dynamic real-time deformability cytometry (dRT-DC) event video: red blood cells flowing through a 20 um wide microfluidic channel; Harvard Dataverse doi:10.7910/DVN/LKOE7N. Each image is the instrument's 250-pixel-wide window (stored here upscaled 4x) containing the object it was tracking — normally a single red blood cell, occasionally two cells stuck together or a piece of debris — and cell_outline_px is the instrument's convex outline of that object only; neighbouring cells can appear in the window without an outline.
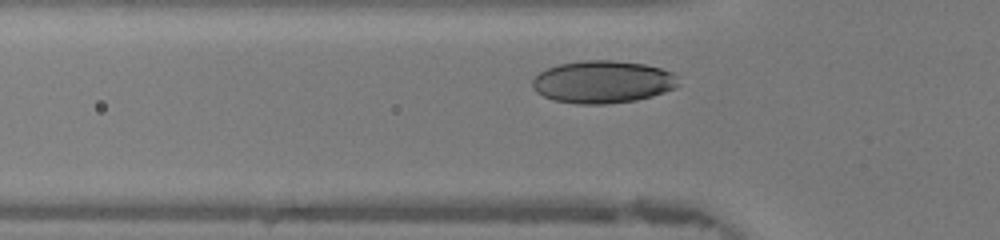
{"species": "human", "species_latin": "Homo sapiens", "temperature_condition": "warm", "stored_images_in_passage": 24, "camera_frame_rate_fps": 3000, "um_per_image_px": 0.085, "donor": {"sex": "female"}, "frame": {"image": 1, "passage_image": 2, "time_ms": 0.333, "image_size_px": [1000, 240], "cell_outline_px": [[680, 84], [676, 88], [652, 96], [636, 100], [608, 104], [580, 104], [552, 100], [536, 92], [532, 88], [532, 80], [540, 72], [548, 68], [560, 64], [584, 60], [612, 60], [644, 64], [660, 68], [672, 72], [676, 76]], "centroid_in_image_um": [51.24, 6.97], "position_along_channel_um": 74.6, "area_um2": 36.24}}
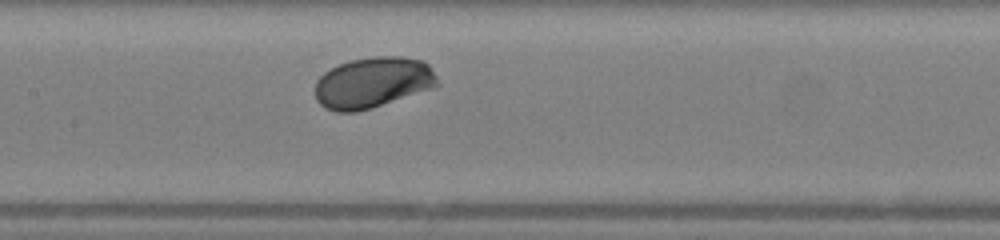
{"frame": {"image": 2, "passage_image": 9, "time_ms": 2.667, "image_size_px": [1000, 240], "cell_outline_px": [[440, 84], [432, 88], [372, 108], [356, 112], [336, 112], [324, 108], [316, 100], [316, 80], [324, 72], [340, 64], [352, 60], [376, 56], [400, 56], [424, 60], [428, 64], [436, 76]], "centroid_in_image_um": [31.69, 7.02], "position_along_channel_um": 175.7, "area_um2": 36.3}}
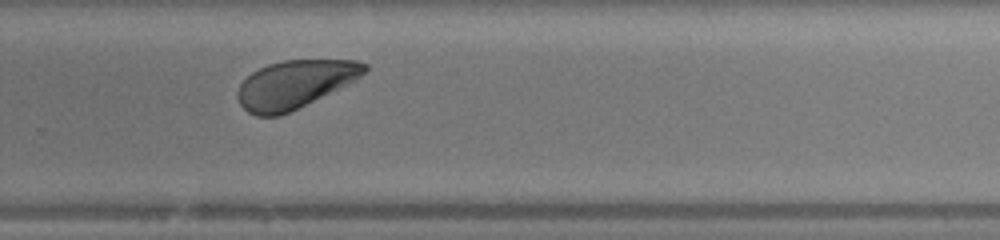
{"frame": {"image": 3, "passage_image": 18, "time_ms": 5.667, "image_size_px": [1000, 240], "cell_outline_px": [[368, 68], [356, 80], [280, 116], [256, 116], [248, 112], [240, 104], [236, 96], [236, 92], [240, 84], [252, 72], [268, 64], [284, 60], [356, 60], [368, 64]], "centroid_in_image_um": [25.03, 7.16], "position_along_channel_um": 304.8, "area_um2": 35.14}, "authors_computed_cell_mechanics": {"area_um2": 35.2291, "velocity_mm_per_s": 4.3038, "shape_relaxation_time_tau1_ms": 1.721, "shape_relaxation_time_tau2_ms": null, "deformation_change_tau1": 0.1059, "deformation_change_tau2": null}}